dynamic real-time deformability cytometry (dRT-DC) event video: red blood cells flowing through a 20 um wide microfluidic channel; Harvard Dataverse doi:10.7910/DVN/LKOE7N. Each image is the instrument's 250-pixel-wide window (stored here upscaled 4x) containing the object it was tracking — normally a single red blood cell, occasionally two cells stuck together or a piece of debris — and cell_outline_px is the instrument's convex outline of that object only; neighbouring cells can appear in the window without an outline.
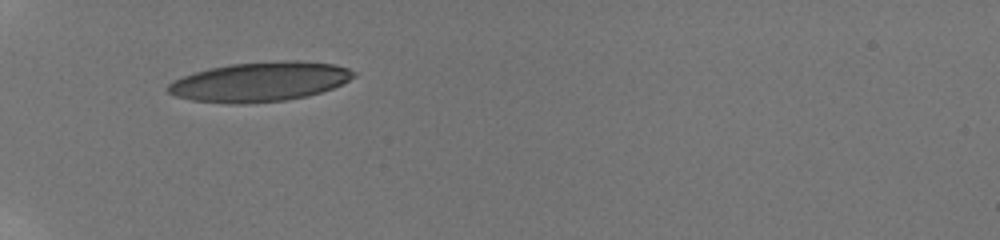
{"species": "human", "species_latin": "Homo sapiens", "temperature_condition": "room temperature", "stored_images_in_passage": 29, "camera_frame_rate_fps": 3000, "um_per_image_px": 0.085, "donor": {"sex": "male"}, "frame": {"image": 1, "passage_image": 1, "time_ms": 0.0, "image_size_px": [1000, 240], "cell_outline_px": [[356, 76], [332, 88], [308, 96], [284, 100], [244, 104], [232, 104], [192, 100], [176, 96], [168, 92], [164, 88], [172, 80], [196, 72], [212, 68], [232, 64], [284, 60], [300, 60], [336, 64], [348, 68], [356, 72]], "centroid_in_image_um": [22.09, 6.95], "position_along_channel_um": 62.9, "area_um2": 42.71}}
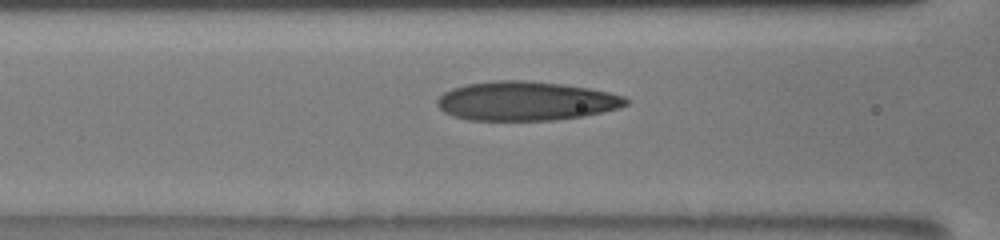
{"frame": {"image": 2, "passage_image": 16, "time_ms": 2.0, "image_size_px": [1000, 240], "cell_outline_px": [[628, 104], [620, 108], [584, 116], [552, 120], [468, 120], [452, 116], [444, 112], [436, 104], [436, 100], [444, 92], [452, 88], [468, 84], [496, 80], [524, 80], [564, 84], [588, 88], [608, 92], [624, 96], [628, 100]], "centroid_in_image_um": [44.69, 8.59], "position_along_channel_um": 121.9, "area_um2": 43.06}}